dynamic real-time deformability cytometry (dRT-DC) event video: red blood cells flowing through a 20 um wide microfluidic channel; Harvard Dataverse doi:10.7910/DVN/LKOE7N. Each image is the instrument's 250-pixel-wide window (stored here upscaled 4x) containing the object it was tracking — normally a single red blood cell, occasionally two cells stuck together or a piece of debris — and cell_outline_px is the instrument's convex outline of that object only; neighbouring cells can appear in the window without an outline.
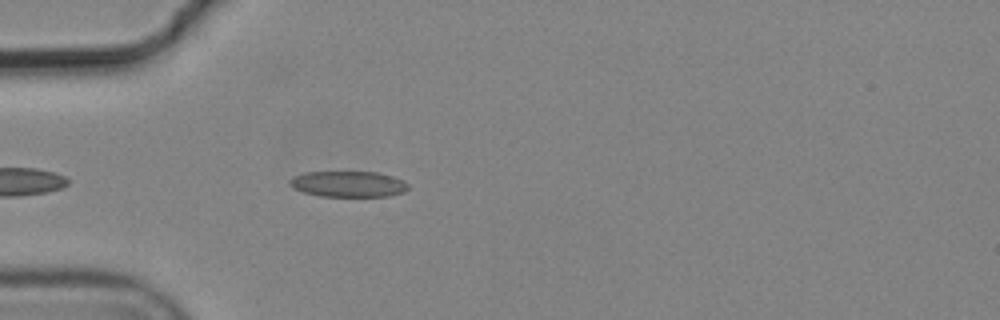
{"species": "common noctule bat (a hibernating species)", "species_latin": "Nyctalus noctula", "temperature_condition": "cold", "stored_images_in_passage": 6, "camera_frame_rate_fps": 3000, "um_per_image_px": 0.085, "animal": {"sex": "male", "body_mass_g": 19.2, "forearm_length_mm": 51.8}, "frame": {"image": 1, "passage_image": 6, "time_ms": 1.667, "image_size_px": [1000, 320], "cell_outline_px": [[408, 188], [404, 192], [388, 196], [320, 196], [304, 192], [288, 184], [288, 180], [292, 176], [304, 172], [376, 172], [392, 176], [404, 180], [408, 184]], "centroid_in_image_um": [29.6, 15.63], "position_along_channel_um": 55.4, "area_um2": 17.86}}